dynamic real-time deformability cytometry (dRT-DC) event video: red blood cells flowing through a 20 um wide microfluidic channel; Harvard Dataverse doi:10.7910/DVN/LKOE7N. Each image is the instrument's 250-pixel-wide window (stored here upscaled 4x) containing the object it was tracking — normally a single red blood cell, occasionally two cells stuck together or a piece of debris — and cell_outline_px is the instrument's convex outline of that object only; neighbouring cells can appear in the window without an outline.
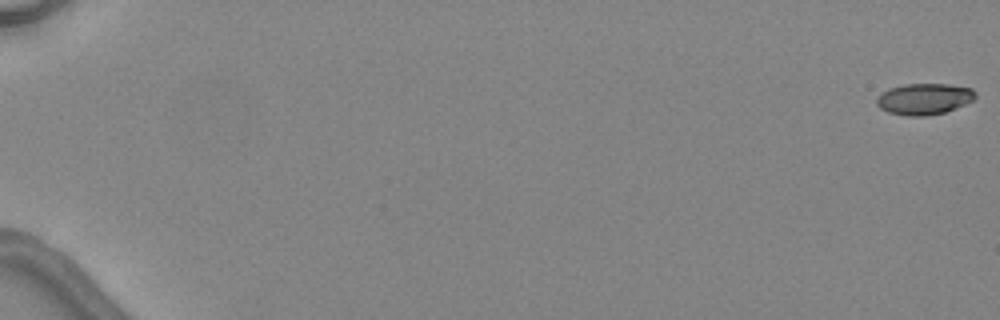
{"species": "common noctule bat (a hibernating species)", "species_latin": "Nyctalus noctula", "temperature_condition": "warm", "stored_images_in_passage": 6, "camera_frame_rate_fps": 3000, "um_per_image_px": 0.085, "animal": {"sex": "female", "body_mass_g": 24.6, "forearm_length_mm": 56.2}, "frame": {"image": 1, "passage_image": 1, "time_ms": 0.0, "image_size_px": [1000, 320], "cell_outline_px": [[976, 96], [972, 100], [956, 108], [944, 112], [928, 116], [908, 116], [888, 112], [880, 108], [876, 104], [876, 96], [880, 92], [888, 88], [904, 84], [948, 84], [972, 88], [976, 92]], "centroid_in_image_um": [78.51, 8.4], "position_along_channel_um": 6.5, "area_um2": 18.15}}
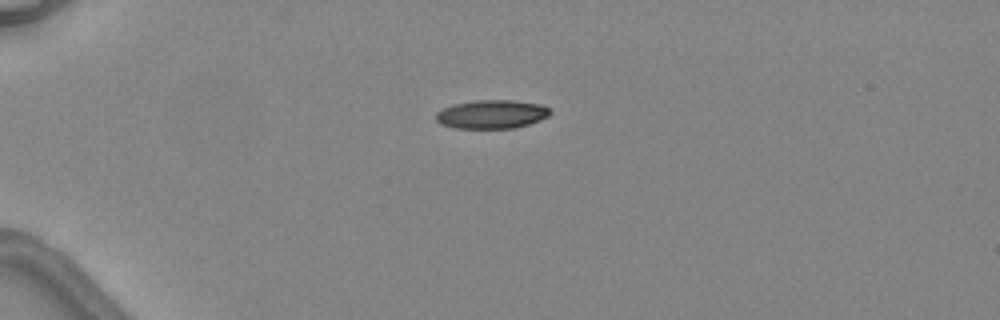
{"frame": {"image": 2, "passage_image": 4, "time_ms": 4.667, "image_size_px": [1000, 320], "cell_outline_px": [[552, 112], [548, 116], [540, 120], [528, 124], [512, 128], [456, 128], [440, 124], [436, 120], [436, 112], [452, 104], [476, 100], [516, 100], [540, 104], [548, 108]], "centroid_in_image_um": [41.78, 9.7], "position_along_channel_um": 43.2, "area_um2": 19.07}}